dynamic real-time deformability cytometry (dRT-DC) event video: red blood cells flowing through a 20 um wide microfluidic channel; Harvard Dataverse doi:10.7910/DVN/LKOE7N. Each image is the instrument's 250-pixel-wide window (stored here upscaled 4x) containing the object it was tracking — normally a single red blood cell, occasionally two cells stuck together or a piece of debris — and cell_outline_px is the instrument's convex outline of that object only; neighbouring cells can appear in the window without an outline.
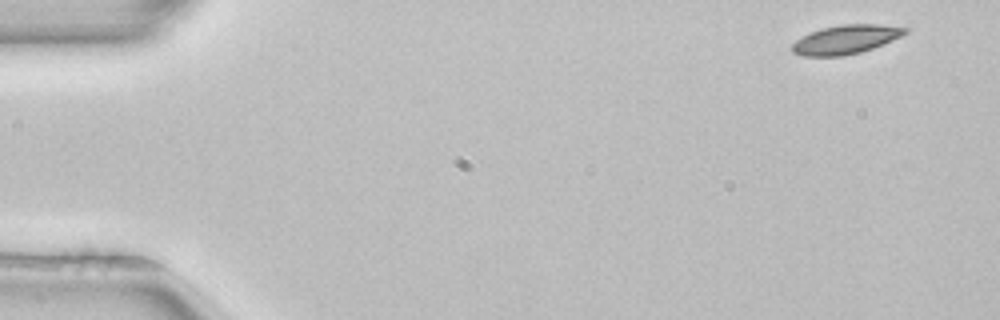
{"species": "common noctule bat (a hibernating species)", "species_latin": "Nyctalus noctula", "temperature_condition": "room temperature", "stored_images_in_passage": 50, "camera_frame_rate_fps": 3000, "um_per_image_px": 0.085, "animal": {"sex": "female", "body_mass_g": 22.7, "forearm_length_mm": 54.2}, "frame": {"image": 1, "passage_image": 1, "time_ms": 0.0, "image_size_px": [1000, 320], "cell_outline_px": [[912, 28], [908, 32], [892, 40], [872, 48], [860, 52], [844, 56], [804, 56], [792, 52], [792, 44], [800, 36], [820, 28], [840, 24], [880, 24]], "centroid_in_image_um": [71.88, 3.34], "position_along_channel_um": 13.1, "area_um2": 19.19}}
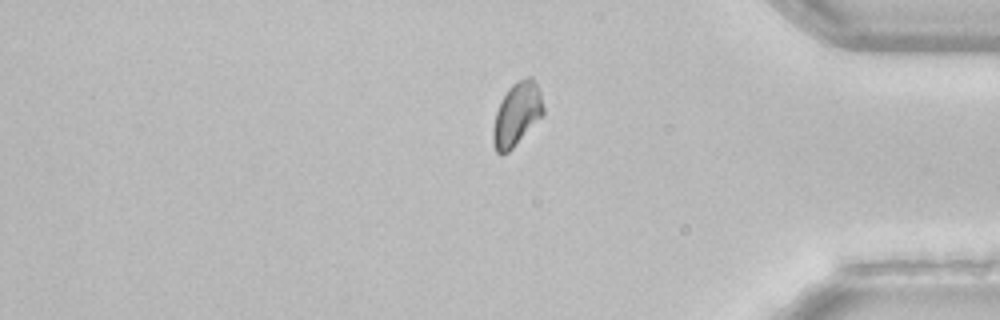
{"frame": {"image": 2, "passage_image": 41, "time_ms": 13.333, "image_size_px": [1000, 320], "cell_outline_px": [[544, 116], [508, 152], [500, 156], [496, 152], [492, 144], [492, 128], [496, 112], [508, 88], [512, 84], [528, 76], [532, 76], [540, 92], [544, 108]], "centroid_in_image_um": [43.93, 9.74], "position_along_channel_um": 391.3, "area_um2": 18.67}}
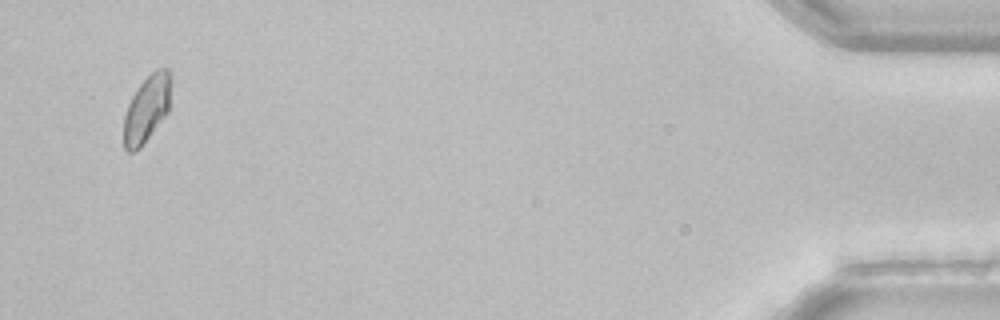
{"frame": {"image": 3, "passage_image": 48, "time_ms": 15.667, "image_size_px": [1000, 320], "cell_outline_px": [[172, 80], [168, 112], [140, 148], [132, 152], [128, 152], [124, 148], [124, 116], [128, 104], [132, 96], [140, 84], [156, 68], [168, 68], [172, 72]], "centroid_in_image_um": [12.5, 9.21], "position_along_channel_um": 422.7, "area_um2": 18.5}, "authors_computed_cell_mechanics": {"area_um2": 19.074, "velocity_mm_per_s": 3.9471, "shape_relaxation_time_tau1_ms": 3.0321, "shape_relaxation_time_tau2_ms": null, "deformation_change_tau1": 0.0879, "deformation_change_tau2": null}}